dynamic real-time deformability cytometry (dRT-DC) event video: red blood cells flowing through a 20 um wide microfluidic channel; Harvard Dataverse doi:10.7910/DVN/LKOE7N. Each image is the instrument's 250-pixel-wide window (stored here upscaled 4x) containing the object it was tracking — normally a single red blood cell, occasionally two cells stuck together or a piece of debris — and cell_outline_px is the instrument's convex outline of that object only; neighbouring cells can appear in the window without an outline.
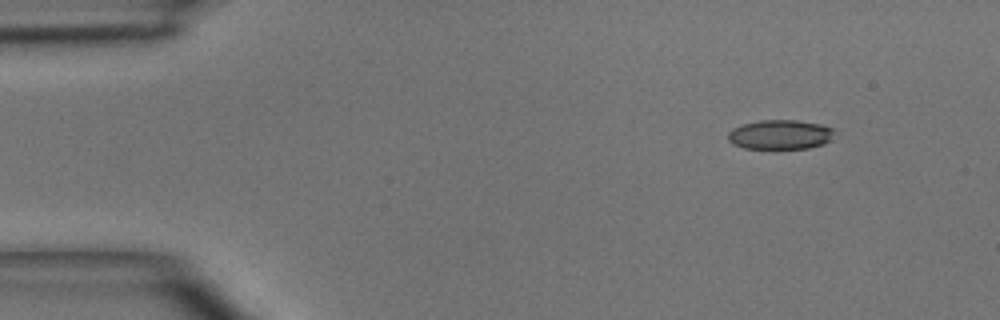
{"species": "common noctule bat (a hibernating species)", "species_latin": "Nyctalus noctula", "temperature_condition": "room temperature", "stored_images_in_passage": 4, "camera_frame_rate_fps": 3000, "um_per_image_px": 0.085, "animal": {"sex": "male", "body_mass_g": 15.6}, "frame": {"image": 1, "passage_image": 1, "time_ms": 0.0, "image_size_px": [1000, 320], "cell_outline_px": [[832, 132], [828, 140], [824, 144], [808, 148], [772, 152], [744, 148], [732, 144], [728, 140], [728, 132], [732, 128], [744, 124], [760, 120], [796, 120], [820, 124], [832, 128]], "centroid_in_image_um": [66.23, 11.5], "position_along_channel_um": 18.8, "area_um2": 18.96}}
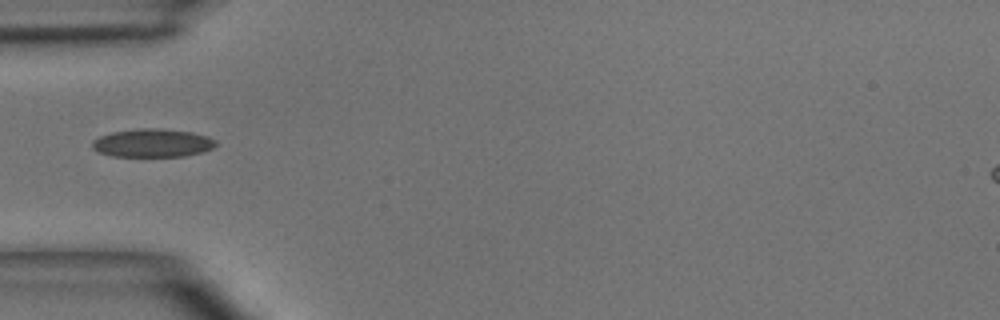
{"frame": {"image": 2, "passage_image": 4, "time_ms": 3.333, "image_size_px": [1000, 320], "cell_outline_px": [[220, 144], [212, 148], [200, 152], [184, 156], [112, 156], [100, 152], [92, 148], [92, 140], [100, 136], [112, 132], [140, 128], [156, 128], [192, 132], [208, 136], [216, 140]], "centroid_in_image_um": [12.98, 12.15], "position_along_channel_um": 72.0, "area_um2": 20.35}}